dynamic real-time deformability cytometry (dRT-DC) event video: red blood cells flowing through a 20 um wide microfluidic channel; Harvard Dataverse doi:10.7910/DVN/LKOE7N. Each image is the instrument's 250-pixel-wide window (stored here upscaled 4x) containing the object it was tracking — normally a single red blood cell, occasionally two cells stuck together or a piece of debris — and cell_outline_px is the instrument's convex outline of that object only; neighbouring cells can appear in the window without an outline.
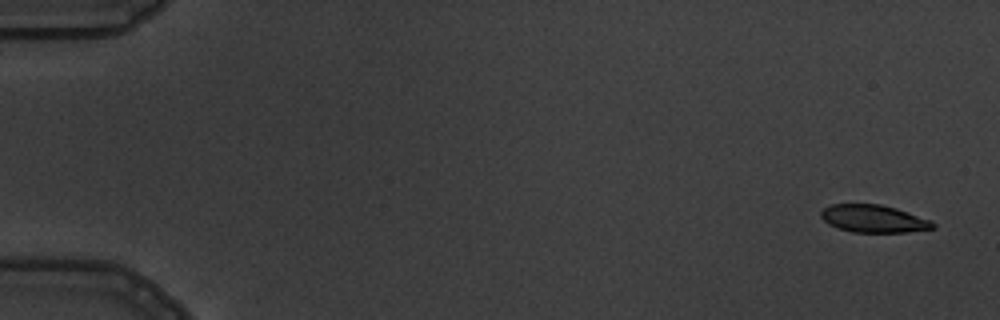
{"species": "common noctule bat (a hibernating species)", "species_latin": "Nyctalus noctula", "temperature_condition": "warm", "stored_images_in_passage": 10, "camera_frame_rate_fps": 3000, "um_per_image_px": 0.085, "animal": {"sex": "male", "body_mass_g": 19.5, "forearm_length_mm": 54.6}, "frame": {"image": 1, "passage_image": 1, "time_ms": 0.0, "image_size_px": [1000, 320], "cell_outline_px": [[936, 228], [904, 232], [852, 232], [828, 224], [820, 216], [820, 212], [824, 208], [832, 204], [880, 204], [896, 208], [932, 220], [936, 224]], "centroid_in_image_um": [74.28, 18.58], "position_along_channel_um": 10.7, "area_um2": 17.98}}
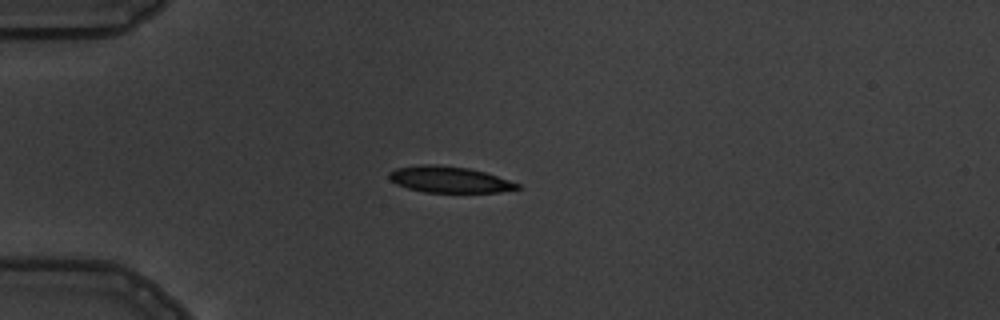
{"frame": {"image": 2, "passage_image": 4, "time_ms": 4.333, "image_size_px": [1000, 320], "cell_outline_px": [[520, 188], [500, 192], [424, 192], [408, 188], [396, 184], [388, 176], [388, 172], [396, 168], [416, 164], [436, 164], [468, 168], [484, 172], [520, 184]], "centroid_in_image_um": [38.15, 15.25], "position_along_channel_um": 46.9, "area_um2": 19.54}}
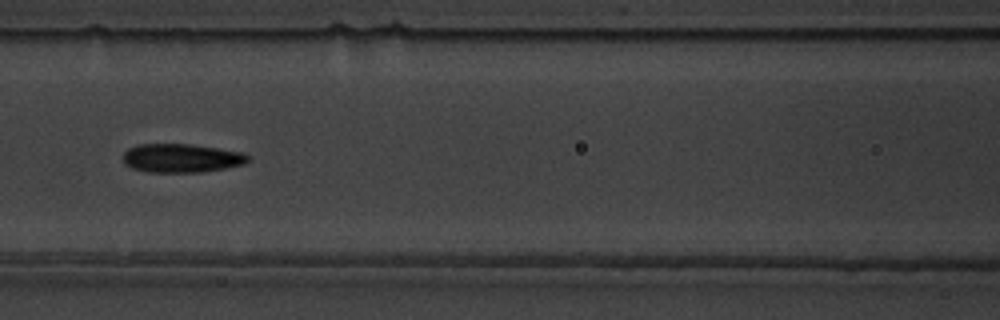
{"frame": {"image": 3, "passage_image": 7, "time_ms": 7.667, "image_size_px": [1000, 320], "cell_outline_px": [[248, 160], [244, 164], [224, 168], [200, 172], [148, 172], [132, 168], [124, 164], [124, 152], [128, 148], [136, 144], [192, 144], [244, 152], [248, 156]], "centroid_in_image_um": [15.4, 13.43], "position_along_channel_um": 151.2, "area_um2": 20.92}}